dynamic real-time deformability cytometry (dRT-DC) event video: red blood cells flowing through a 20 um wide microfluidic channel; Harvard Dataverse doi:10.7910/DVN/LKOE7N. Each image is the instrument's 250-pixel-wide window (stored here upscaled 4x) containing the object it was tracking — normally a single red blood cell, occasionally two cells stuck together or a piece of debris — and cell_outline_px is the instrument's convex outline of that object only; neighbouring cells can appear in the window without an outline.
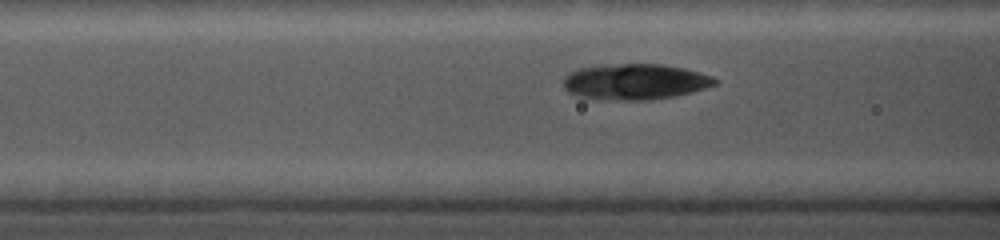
{"species": "common noctule bat (a hibernating species)", "species_latin": "Nyctalus noctula", "temperature_condition": "cold", "stored_images_in_passage": 8, "camera_frame_rate_fps": 5000, "um_per_image_px": 0.085, "animal": {"sex": "female", "body_mass_g": 19.0, "forearm_length_mm": 56.7}, "frame": {"image": 1, "passage_image": 6, "time_ms": 2.0, "image_size_px": [1000, 240], "cell_outline_px": [[720, 80], [716, 84], [704, 88], [676, 96], [648, 100], [596, 100], [580, 96], [568, 92], [564, 88], [564, 76], [568, 72], [580, 68], [600, 64], [664, 64], [684, 68], [700, 72], [712, 76]], "centroid_in_image_um": [53.96, 6.94], "position_along_channel_um": 112.6, "area_um2": 32.02}}